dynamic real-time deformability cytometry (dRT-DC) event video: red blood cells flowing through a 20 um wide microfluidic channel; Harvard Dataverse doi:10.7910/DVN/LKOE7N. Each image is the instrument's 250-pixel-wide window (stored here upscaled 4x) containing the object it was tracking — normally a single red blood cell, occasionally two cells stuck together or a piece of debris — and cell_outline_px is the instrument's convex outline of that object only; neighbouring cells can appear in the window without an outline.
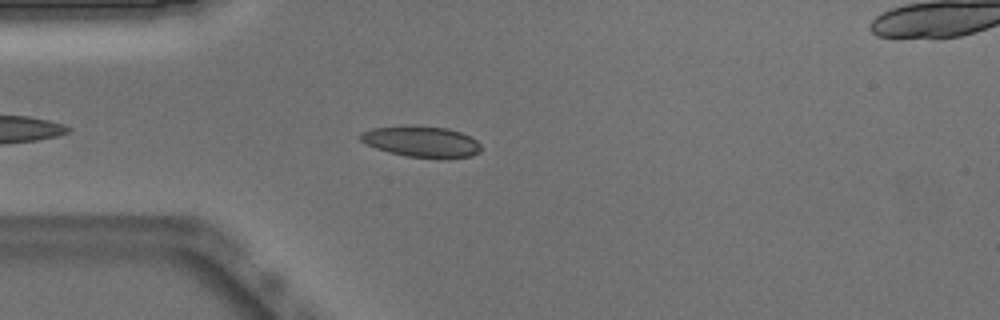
{"species": "Egyptian fruit bat (a non-hibernating species)", "species_latin": "Rousettus aegyptiacus", "temperature_condition": "warm", "stored_images_in_passage": 36, "camera_frame_rate_fps": 3000, "um_per_image_px": 0.085, "animal": {"sex": "male"}, "frame": {"image": 1, "passage_image": 6, "time_ms": 1.667, "image_size_px": [1000, 320], "cell_outline_px": [[480, 152], [472, 156], [444, 160], [408, 156], [376, 148], [360, 140], [360, 132], [372, 128], [404, 124], [416, 124], [448, 128], [460, 132], [476, 140], [480, 144]], "centroid_in_image_um": [35.85, 12.02], "position_along_channel_um": 49.2, "area_um2": 22.37}}
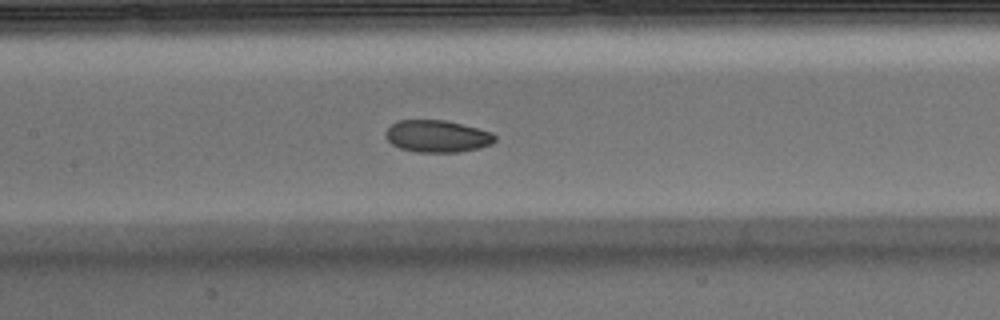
{"frame": {"image": 2, "passage_image": 16, "time_ms": 5.0, "image_size_px": [1000, 320], "cell_outline_px": [[496, 140], [492, 144], [480, 148], [460, 152], [416, 152], [400, 148], [392, 144], [384, 136], [384, 132], [396, 120], [444, 120], [492, 132], [496, 136]], "centroid_in_image_um": [37.15, 11.59], "position_along_channel_um": 170.2, "area_um2": 20.52}, "authors_computed_cell_mechanics": {"area_um2": 21.3571, "velocity_mm_per_s": 3.9061, "shape_relaxation_time_tau1_ms": 6.5987, "shape_relaxation_time_tau2_ms": 4.9282, "deformation_change_tau1": 0.0646, "deformation_change_tau2": 0.1525}}